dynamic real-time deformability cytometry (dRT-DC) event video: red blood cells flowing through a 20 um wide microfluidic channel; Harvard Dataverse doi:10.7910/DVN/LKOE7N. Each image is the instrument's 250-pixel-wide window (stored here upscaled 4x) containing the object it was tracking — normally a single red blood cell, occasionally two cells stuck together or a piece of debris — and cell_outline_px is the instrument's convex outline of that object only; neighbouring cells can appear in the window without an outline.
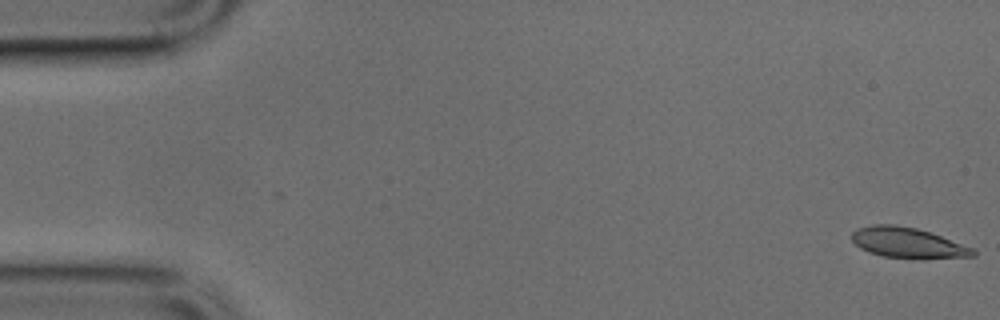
{"species": "common noctule bat (a hibernating species)", "species_latin": "Nyctalus noctula", "temperature_condition": "cold", "stored_images_in_passage": 7, "camera_frame_rate_fps": 3000, "um_per_image_px": 0.085, "animal": {"sex": "male", "body_mass_g": 17.9, "forearm_length_mm": 54.2}, "frame": {"image": 1, "passage_image": 1, "time_ms": 0.0, "image_size_px": [1000, 320], "cell_outline_px": [[976, 256], [924, 260], [920, 260], [880, 256], [868, 252], [860, 248], [852, 240], [852, 232], [856, 228], [872, 224], [896, 224], [916, 228], [940, 236], [972, 248], [976, 252]], "centroid_in_image_um": [77.14, 20.66], "position_along_channel_um": 7.9, "area_um2": 21.91}}